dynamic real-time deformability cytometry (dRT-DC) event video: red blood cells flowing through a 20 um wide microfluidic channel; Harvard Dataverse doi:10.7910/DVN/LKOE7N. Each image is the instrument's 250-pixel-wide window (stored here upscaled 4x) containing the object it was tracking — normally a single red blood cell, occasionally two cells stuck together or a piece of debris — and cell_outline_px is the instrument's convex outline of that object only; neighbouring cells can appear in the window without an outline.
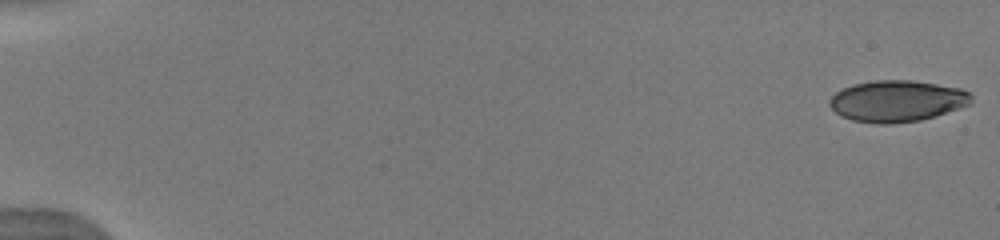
{"species": "human", "species_latin": "Homo sapiens", "temperature_condition": "warm", "stored_images_in_passage": 17, "camera_frame_rate_fps": 3000, "um_per_image_px": 0.085, "donor": {"sex": "male"}, "frame": {"image": 1, "passage_image": 1, "time_ms": 0.0, "image_size_px": [1000, 240], "cell_outline_px": [[972, 104], [960, 108], [920, 120], [892, 124], [880, 124], [852, 120], [840, 116], [828, 104], [828, 100], [836, 92], [852, 84], [876, 80], [912, 80], [960, 88], [968, 92], [972, 96]], "centroid_in_image_um": [76.24, 8.59], "position_along_channel_um": 8.8, "area_um2": 34.22}}
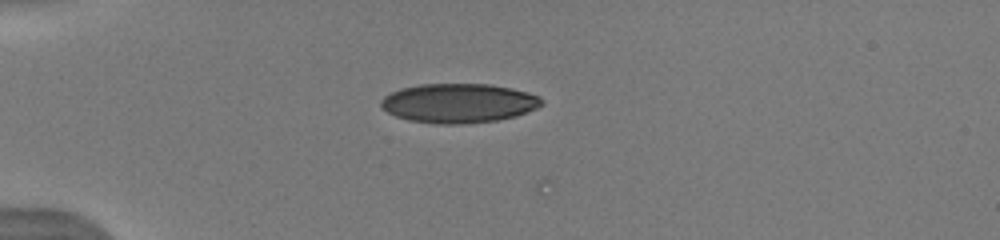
{"frame": {"image": 2, "passage_image": 12, "time_ms": 4.667, "image_size_px": [1000, 240], "cell_outline_px": [[544, 104], [536, 108], [516, 116], [496, 120], [464, 124], [436, 124], [408, 120], [396, 116], [388, 112], [380, 104], [380, 100], [384, 96], [400, 88], [420, 84], [488, 84], [512, 88], [528, 92], [540, 96], [544, 100]], "centroid_in_image_um": [39.0, 8.76], "position_along_channel_um": 46.0, "area_um2": 36.93}}
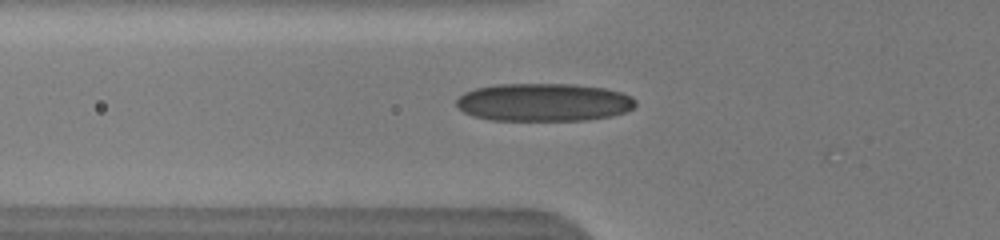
{"frame": {"image": 3, "passage_image": 15, "time_ms": 6.333, "image_size_px": [1000, 240], "cell_outline_px": [[636, 104], [628, 112], [612, 116], [584, 120], [492, 120], [472, 116], [456, 108], [456, 100], [464, 92], [476, 88], [496, 84], [576, 84], [604, 88], [620, 92], [632, 96], [636, 100]], "centroid_in_image_um": [46.22, 8.69], "position_along_channel_um": 79.6, "area_um2": 39.94}}